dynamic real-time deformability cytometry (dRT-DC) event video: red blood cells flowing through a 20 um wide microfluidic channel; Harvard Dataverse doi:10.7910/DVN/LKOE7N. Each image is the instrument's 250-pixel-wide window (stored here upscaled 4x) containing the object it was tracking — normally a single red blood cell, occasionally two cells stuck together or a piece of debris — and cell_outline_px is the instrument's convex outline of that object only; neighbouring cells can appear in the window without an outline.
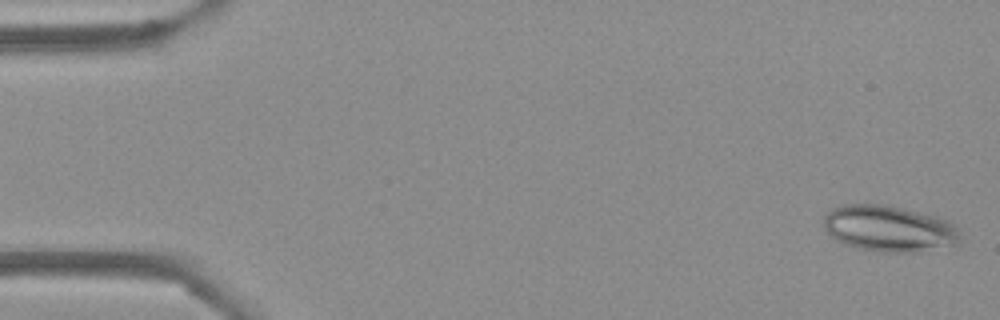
{"species": "Egyptian fruit bat (a non-hibernating species)", "species_latin": "Rousettus aegyptiacus", "temperature_condition": "cold", "stored_images_in_passage": 54, "camera_frame_rate_fps": 3000, "um_per_image_px": 0.085, "frame": {"image": 1, "passage_image": 2, "time_ms": 0.333, "image_size_px": [1000, 320], "cell_outline_px": [[960, 240], [956, 244], [912, 252], [880, 252], [860, 248], [844, 244], [836, 240], [828, 232], [824, 224], [824, 216], [832, 208], [844, 204], [884, 204], [904, 208], [936, 216], [948, 220], [960, 228]], "centroid_in_image_um": [75.58, 19.41], "position_along_channel_um": 9.4, "area_um2": 36.7}}
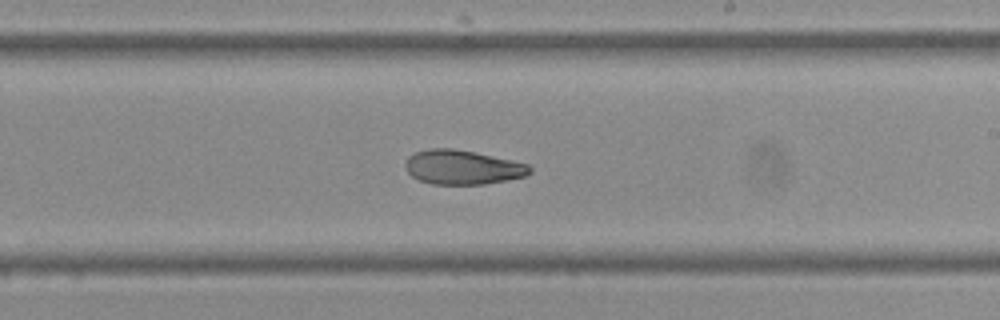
{"frame": {"image": 2, "passage_image": 32, "time_ms": 10.333, "image_size_px": [1000, 320], "cell_outline_px": [[532, 172], [524, 176], [508, 180], [484, 184], [432, 184], [420, 180], [412, 176], [404, 168], [404, 164], [408, 156], [416, 152], [428, 148], [452, 148], [512, 160], [528, 164], [532, 168]], "centroid_in_image_um": [39.29, 14.22], "position_along_channel_um": 249.7, "area_um2": 24.85}}
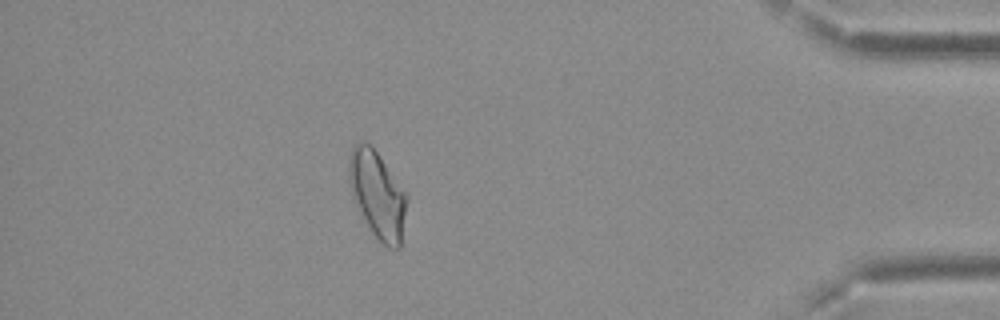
{"frame": {"image": 3, "passage_image": 48, "time_ms": 15.667, "image_size_px": [1000, 320], "cell_outline_px": [[408, 200], [400, 248], [388, 248], [372, 232], [352, 196], [348, 180], [348, 160], [352, 148], [356, 140], [364, 140], [376, 152], [408, 196]], "centroid_in_image_um": [32.07, 16.52], "position_along_channel_um": 403.1, "area_um2": 28.96}, "authors_computed_cell_mechanics": {"area_um2": 28.1197, "velocity_mm_per_s": 3.725, "shape_relaxation_time_tau1_ms": null, "shape_relaxation_time_tau2_ms": 3.9621, "deformation_change_tau1": null, "deformation_change_tau2": 0.1015}}